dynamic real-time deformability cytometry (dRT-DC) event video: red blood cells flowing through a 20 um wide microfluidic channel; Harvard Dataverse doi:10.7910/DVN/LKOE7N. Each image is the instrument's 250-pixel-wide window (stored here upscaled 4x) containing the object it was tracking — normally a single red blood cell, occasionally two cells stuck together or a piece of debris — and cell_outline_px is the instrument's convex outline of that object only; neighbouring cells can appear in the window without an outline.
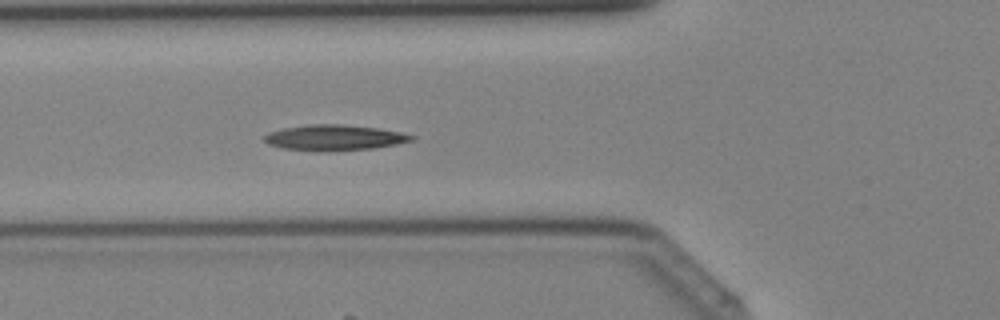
{"species": "Egyptian fruit bat (a non-hibernating species)", "species_latin": "Rousettus aegyptiacus", "temperature_condition": "cold", "stored_images_in_passage": 30, "camera_frame_rate_fps": 3000, "um_per_image_px": 0.085, "animal": {"sex": "female"}, "frame": {"image": 1, "passage_image": 5, "time_ms": 1.333, "image_size_px": [1000, 320], "cell_outline_px": [[416, 136], [412, 140], [396, 144], [372, 148], [284, 148], [268, 144], [264, 140], [264, 136], [268, 132], [284, 128], [308, 124], [344, 124], [376, 128], [400, 132]], "centroid_in_image_um": [28.43, 11.63], "position_along_channel_um": 97.4, "area_um2": 20.63}}
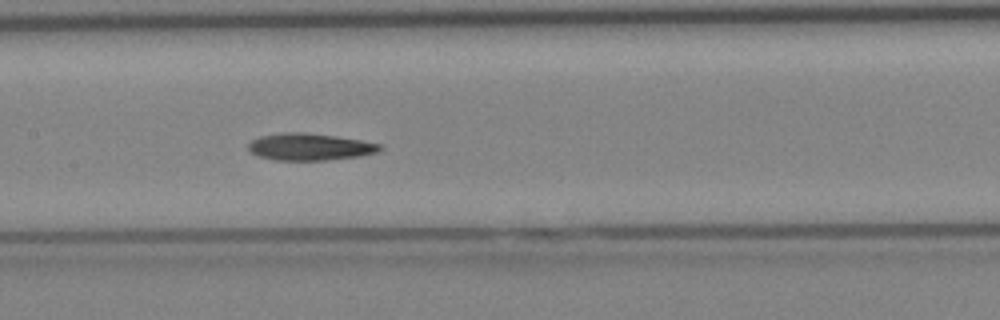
{"frame": {"image": 2, "passage_image": 10, "time_ms": 3.0, "image_size_px": [1000, 320], "cell_outline_px": [[384, 148], [376, 152], [360, 156], [324, 160], [276, 160], [260, 156], [252, 152], [248, 148], [248, 144], [252, 140], [260, 136], [284, 132], [304, 132], [336, 136], [384, 144]], "centroid_in_image_um": [26.37, 12.47], "position_along_channel_um": 181.0, "area_um2": 20.63}}
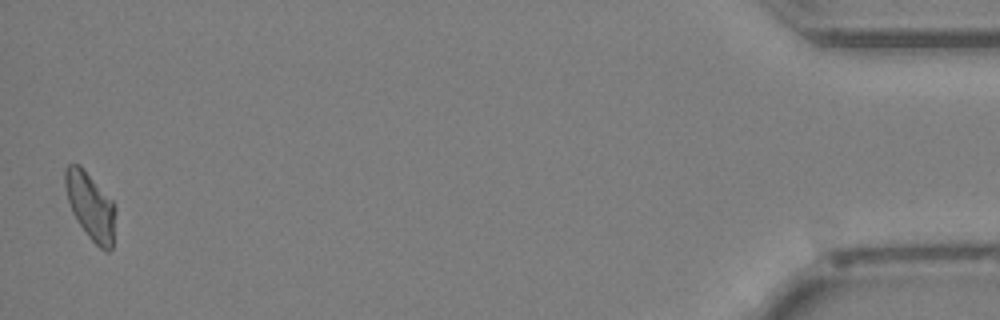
{"frame": {"image": 3, "passage_image": 30, "time_ms": 9.667, "image_size_px": [1000, 320], "cell_outline_px": [[116, 212], [112, 248], [108, 252], [100, 248], [88, 236], [72, 212], [68, 200], [64, 184], [64, 168], [68, 164], [80, 164], [112, 200], [116, 208]], "centroid_in_image_um": [7.69, 17.5], "position_along_channel_um": 427.5, "area_um2": 19.71}}